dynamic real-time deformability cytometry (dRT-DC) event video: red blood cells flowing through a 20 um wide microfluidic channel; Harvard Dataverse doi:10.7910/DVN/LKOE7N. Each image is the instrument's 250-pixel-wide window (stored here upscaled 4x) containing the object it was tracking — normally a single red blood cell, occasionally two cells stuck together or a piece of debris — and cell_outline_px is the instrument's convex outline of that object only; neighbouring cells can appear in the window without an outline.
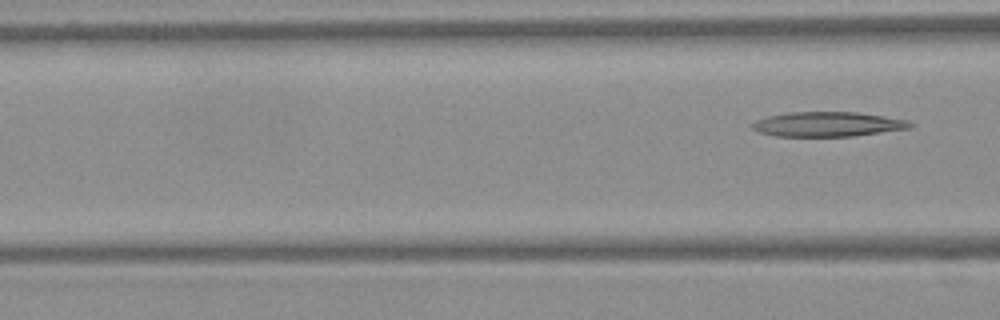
{"species": "Egyptian fruit bat (a non-hibernating species)", "species_latin": "Rousettus aegyptiacus", "temperature_condition": "warm", "stored_images_in_passage": 7, "segment_of_instrument_passage": [2, 2], "camera_frame_rate_fps": 3000, "um_per_image_px": 0.085, "frame": {"image": 1, "passage_image": 7, "time_ms": 2.0, "image_size_px": [1000, 320], "cell_outline_px": [[916, 124], [912, 128], [852, 136], [776, 136], [760, 132], [752, 128], [752, 124], [756, 120], [768, 116], [788, 112], [860, 112], [908, 120]], "centroid_in_image_um": [70.41, 10.55], "position_along_channel_um": 96.2, "area_um2": 22.77}}